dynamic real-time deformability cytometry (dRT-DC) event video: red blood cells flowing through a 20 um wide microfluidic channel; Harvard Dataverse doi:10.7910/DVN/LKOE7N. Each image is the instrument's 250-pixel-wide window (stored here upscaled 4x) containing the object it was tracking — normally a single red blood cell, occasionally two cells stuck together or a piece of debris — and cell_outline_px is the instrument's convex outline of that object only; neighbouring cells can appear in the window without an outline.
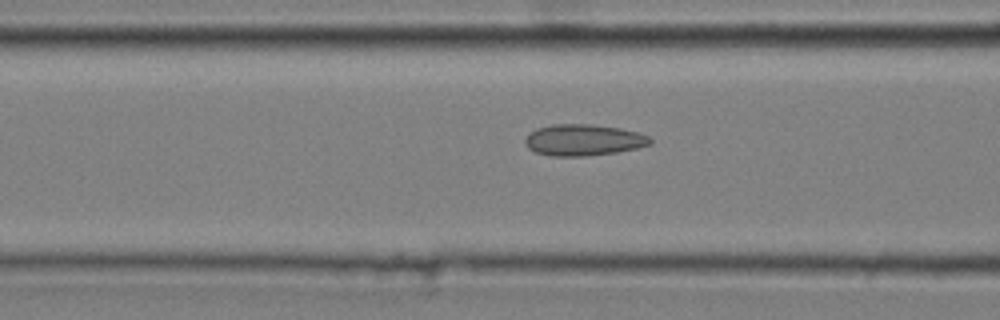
{"species": "common noctule bat (a hibernating species)", "species_latin": "Nyctalus noctula", "temperature_condition": "cold", "stored_images_in_passage": 43, "camera_frame_rate_fps": 3000, "um_per_image_px": 0.085, "animal": {"sex": "male", "body_mass_g": 20.4}, "frame": {"image": 1, "passage_image": 21, "time_ms": 6.667, "image_size_px": [1000, 320], "cell_outline_px": [[652, 144], [636, 148], [616, 152], [584, 156], [552, 156], [536, 152], [528, 148], [524, 144], [524, 140], [536, 128], [552, 124], [592, 124], [620, 128], [640, 132], [648, 136], [652, 140]], "centroid_in_image_um": [49.6, 11.89], "position_along_channel_um": 117.0, "area_um2": 22.89}}
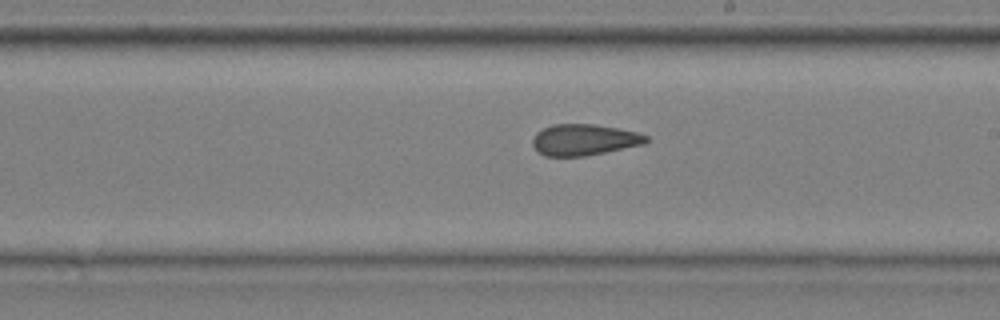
{"frame": {"image": 2, "passage_image": 31, "time_ms": 10.0, "image_size_px": [1000, 320], "cell_outline_px": [[648, 140], [644, 144], [584, 156], [544, 156], [532, 144], [532, 140], [536, 132], [552, 124], [592, 124], [616, 128], [636, 132], [648, 136]], "centroid_in_image_um": [49.63, 11.88], "position_along_channel_um": 239.4, "area_um2": 20.4}}
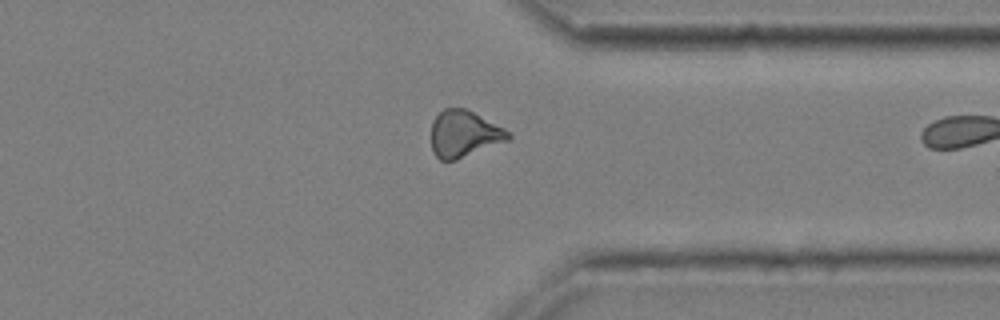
{"frame": {"image": 3, "passage_image": 42, "time_ms": 13.667, "image_size_px": [1000, 320], "cell_outline_px": [[512, 136], [508, 140], [456, 160], [440, 160], [432, 152], [432, 120], [444, 108], [464, 108], [504, 128]], "centroid_in_image_um": [39.41, 11.39], "position_along_channel_um": 372.0, "area_um2": 20.63}}